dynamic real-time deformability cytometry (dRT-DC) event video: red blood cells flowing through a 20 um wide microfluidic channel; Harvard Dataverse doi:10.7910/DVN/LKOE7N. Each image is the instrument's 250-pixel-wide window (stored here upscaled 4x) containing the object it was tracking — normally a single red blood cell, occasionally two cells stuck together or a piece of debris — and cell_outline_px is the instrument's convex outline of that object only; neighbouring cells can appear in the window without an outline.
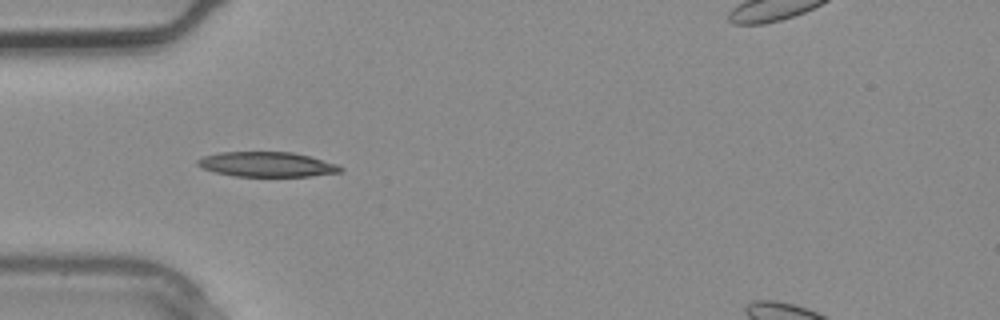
{"species": "common noctule bat (a hibernating species)", "species_latin": "Nyctalus noctula", "temperature_condition": "warm", "stored_images_in_passage": 1, "camera_frame_rate_fps": 3000, "um_per_image_px": 0.085, "animal": {"sex": "male", "body_mass_g": 20.4}, "frame": {"image": 1, "passage_image": 1, "time_ms": 0.0, "image_size_px": [1000, 320], "cell_outline_px": [[344, 172], [312, 176], [236, 176], [216, 172], [200, 168], [196, 164], [196, 160], [204, 156], [220, 152], [292, 152], [340, 164], [344, 168]], "centroid_in_image_um": [22.73, 13.97], "position_along_channel_um": 62.3, "area_um2": 20.87}}